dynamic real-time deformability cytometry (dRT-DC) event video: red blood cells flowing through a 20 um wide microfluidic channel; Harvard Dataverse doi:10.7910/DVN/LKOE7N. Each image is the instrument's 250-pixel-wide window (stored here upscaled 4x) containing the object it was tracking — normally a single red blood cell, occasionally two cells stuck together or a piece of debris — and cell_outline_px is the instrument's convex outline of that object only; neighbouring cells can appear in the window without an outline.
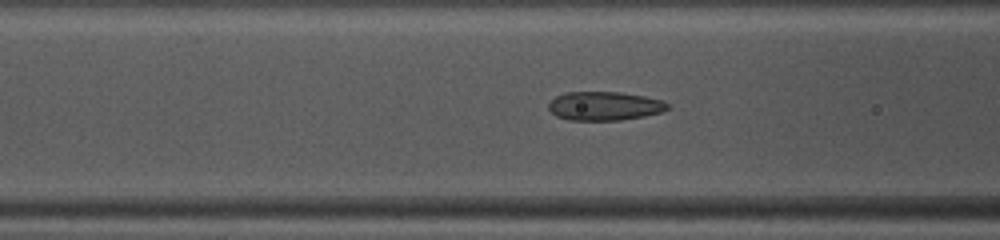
{"species": "common noctule bat (a hibernating species)", "species_latin": "Nyctalus noctula", "temperature_condition": "warm", "stored_images_in_passage": 43, "camera_frame_rate_fps": 3000, "um_per_image_px": 0.085, "animal": {"sex": "female", "body_mass_g": 10.0, "forearm_length_mm": 53.1}, "frame": {"image": 1, "passage_image": 15, "time_ms": 4.667, "image_size_px": [1000, 240], "cell_outline_px": [[668, 108], [660, 112], [644, 116], [620, 120], [568, 120], [556, 116], [548, 108], [548, 104], [556, 96], [564, 92], [620, 92], [644, 96], [664, 100], [668, 104]], "centroid_in_image_um": [51.36, 9.0], "position_along_channel_um": 115.2, "area_um2": 19.94}}
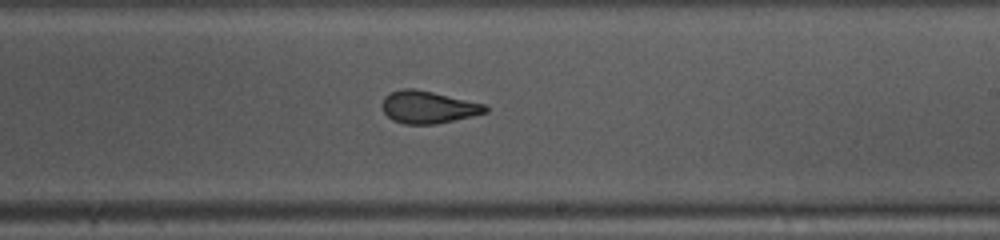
{"frame": {"image": 2, "passage_image": 25, "time_ms": 8.0, "image_size_px": [1000, 240], "cell_outline_px": [[488, 112], [436, 124], [404, 124], [392, 120], [384, 112], [380, 104], [384, 96], [400, 88], [412, 88], [432, 92], [484, 104], [488, 108]], "centroid_in_image_um": [36.34, 9.11], "position_along_channel_um": 252.7, "area_um2": 19.36}}
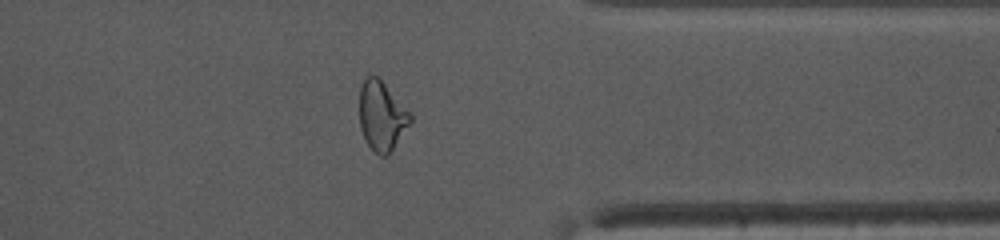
{"frame": {"image": 3, "passage_image": 35, "time_ms": 11.333, "image_size_px": [1000, 240], "cell_outline_px": [[412, 120], [388, 156], [380, 156], [368, 144], [360, 128], [360, 84], [368, 76], [376, 76], [412, 112]], "centroid_in_image_um": [32.46, 9.86], "position_along_channel_um": 378.9, "area_um2": 20.35}, "authors_computed_cell_mechanics": {"area_um2": 20.4612, "velocity_mm_per_s": 4.1156, "shape_relaxation_time_tau1_ms": 11.3202, "shape_relaxation_time_tau2_ms": 1.1631, "deformation_change_tau1": 0.2705, "deformation_change_tau2": 0.08}}